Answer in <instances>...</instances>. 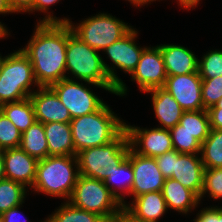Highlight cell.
I'll return each instance as SVG.
<instances>
[{"instance_id":"obj_1","label":"cell","mask_w":222,"mask_h":222,"mask_svg":"<svg viewBox=\"0 0 222 222\" xmlns=\"http://www.w3.org/2000/svg\"><path fill=\"white\" fill-rule=\"evenodd\" d=\"M22 51L29 57L40 87L66 79L67 23H38Z\"/></svg>"},{"instance_id":"obj_2","label":"cell","mask_w":222,"mask_h":222,"mask_svg":"<svg viewBox=\"0 0 222 222\" xmlns=\"http://www.w3.org/2000/svg\"><path fill=\"white\" fill-rule=\"evenodd\" d=\"M75 156L78 152L114 141L124 130L125 120L104 103L97 111L70 121Z\"/></svg>"},{"instance_id":"obj_3","label":"cell","mask_w":222,"mask_h":222,"mask_svg":"<svg viewBox=\"0 0 222 222\" xmlns=\"http://www.w3.org/2000/svg\"><path fill=\"white\" fill-rule=\"evenodd\" d=\"M103 59L99 51L77 37L67 23L66 78L104 86L116 95L117 87L112 83Z\"/></svg>"},{"instance_id":"obj_4","label":"cell","mask_w":222,"mask_h":222,"mask_svg":"<svg viewBox=\"0 0 222 222\" xmlns=\"http://www.w3.org/2000/svg\"><path fill=\"white\" fill-rule=\"evenodd\" d=\"M80 176L76 156H47L38 160L31 193H43L69 201ZM66 199V200H65Z\"/></svg>"},{"instance_id":"obj_5","label":"cell","mask_w":222,"mask_h":222,"mask_svg":"<svg viewBox=\"0 0 222 222\" xmlns=\"http://www.w3.org/2000/svg\"><path fill=\"white\" fill-rule=\"evenodd\" d=\"M31 86L40 87L32 63L22 49L4 56L0 67V106L29 98L35 91Z\"/></svg>"},{"instance_id":"obj_6","label":"cell","mask_w":222,"mask_h":222,"mask_svg":"<svg viewBox=\"0 0 222 222\" xmlns=\"http://www.w3.org/2000/svg\"><path fill=\"white\" fill-rule=\"evenodd\" d=\"M73 206L96 213L105 220L123 214V206L104 181L80 175L69 201Z\"/></svg>"},{"instance_id":"obj_7","label":"cell","mask_w":222,"mask_h":222,"mask_svg":"<svg viewBox=\"0 0 222 222\" xmlns=\"http://www.w3.org/2000/svg\"><path fill=\"white\" fill-rule=\"evenodd\" d=\"M68 24L77 37L99 52L121 39L133 28L115 15L104 12L85 18L77 24L70 20Z\"/></svg>"},{"instance_id":"obj_8","label":"cell","mask_w":222,"mask_h":222,"mask_svg":"<svg viewBox=\"0 0 222 222\" xmlns=\"http://www.w3.org/2000/svg\"><path fill=\"white\" fill-rule=\"evenodd\" d=\"M130 144L124 130L114 141L76 154L80 175L104 181L111 166H118L128 154Z\"/></svg>"},{"instance_id":"obj_9","label":"cell","mask_w":222,"mask_h":222,"mask_svg":"<svg viewBox=\"0 0 222 222\" xmlns=\"http://www.w3.org/2000/svg\"><path fill=\"white\" fill-rule=\"evenodd\" d=\"M136 30L137 29L132 28L121 39L102 50L108 57L107 59H109V61L111 60L110 65L107 64L105 60H103V63L112 83L117 87L116 95L119 97L127 95L128 87L123 80L117 76L116 69H121L130 76L136 69L143 50L147 47L137 45L136 38L139 33L138 30Z\"/></svg>"},{"instance_id":"obj_10","label":"cell","mask_w":222,"mask_h":222,"mask_svg":"<svg viewBox=\"0 0 222 222\" xmlns=\"http://www.w3.org/2000/svg\"><path fill=\"white\" fill-rule=\"evenodd\" d=\"M85 83L66 78L49 86L56 93L61 103L69 110L71 118L81 117L97 111L105 103L95 92L93 93L91 86L108 92L109 90L104 86Z\"/></svg>"},{"instance_id":"obj_11","label":"cell","mask_w":222,"mask_h":222,"mask_svg":"<svg viewBox=\"0 0 222 222\" xmlns=\"http://www.w3.org/2000/svg\"><path fill=\"white\" fill-rule=\"evenodd\" d=\"M130 148L137 154L155 158L165 152L173 150L169 129L143 128L128 125L125 122Z\"/></svg>"},{"instance_id":"obj_12","label":"cell","mask_w":222,"mask_h":222,"mask_svg":"<svg viewBox=\"0 0 222 222\" xmlns=\"http://www.w3.org/2000/svg\"><path fill=\"white\" fill-rule=\"evenodd\" d=\"M167 72L160 47H146L140 57L136 69L130 75L131 81L138 85V90L146 91L164 87Z\"/></svg>"},{"instance_id":"obj_13","label":"cell","mask_w":222,"mask_h":222,"mask_svg":"<svg viewBox=\"0 0 222 222\" xmlns=\"http://www.w3.org/2000/svg\"><path fill=\"white\" fill-rule=\"evenodd\" d=\"M127 158L133 170L131 197L133 198L154 191H162L165 178L158 168L155 158L135 153L131 148Z\"/></svg>"},{"instance_id":"obj_14","label":"cell","mask_w":222,"mask_h":222,"mask_svg":"<svg viewBox=\"0 0 222 222\" xmlns=\"http://www.w3.org/2000/svg\"><path fill=\"white\" fill-rule=\"evenodd\" d=\"M184 111L203 110L202 78L199 72L167 76L163 87Z\"/></svg>"},{"instance_id":"obj_15","label":"cell","mask_w":222,"mask_h":222,"mask_svg":"<svg viewBox=\"0 0 222 222\" xmlns=\"http://www.w3.org/2000/svg\"><path fill=\"white\" fill-rule=\"evenodd\" d=\"M123 208V214L130 221L160 222L168 212L162 191L148 192L131 199Z\"/></svg>"},{"instance_id":"obj_16","label":"cell","mask_w":222,"mask_h":222,"mask_svg":"<svg viewBox=\"0 0 222 222\" xmlns=\"http://www.w3.org/2000/svg\"><path fill=\"white\" fill-rule=\"evenodd\" d=\"M30 96L33 103L36 121L41 123H70L69 110L61 103L50 87L36 88Z\"/></svg>"},{"instance_id":"obj_17","label":"cell","mask_w":222,"mask_h":222,"mask_svg":"<svg viewBox=\"0 0 222 222\" xmlns=\"http://www.w3.org/2000/svg\"><path fill=\"white\" fill-rule=\"evenodd\" d=\"M4 160L5 178L32 188L37 171L38 160L28 155L20 147L6 149L2 152Z\"/></svg>"},{"instance_id":"obj_18","label":"cell","mask_w":222,"mask_h":222,"mask_svg":"<svg viewBox=\"0 0 222 222\" xmlns=\"http://www.w3.org/2000/svg\"><path fill=\"white\" fill-rule=\"evenodd\" d=\"M204 170L200 154H184L175 150L172 178L193 191L199 198L203 188Z\"/></svg>"},{"instance_id":"obj_19","label":"cell","mask_w":222,"mask_h":222,"mask_svg":"<svg viewBox=\"0 0 222 222\" xmlns=\"http://www.w3.org/2000/svg\"><path fill=\"white\" fill-rule=\"evenodd\" d=\"M168 76L198 72L199 57L188 47L177 44H160Z\"/></svg>"},{"instance_id":"obj_20","label":"cell","mask_w":222,"mask_h":222,"mask_svg":"<svg viewBox=\"0 0 222 222\" xmlns=\"http://www.w3.org/2000/svg\"><path fill=\"white\" fill-rule=\"evenodd\" d=\"M146 93L151 94L153 112L161 124L157 127L164 129L175 127L184 112L179 103L163 87L146 91Z\"/></svg>"},{"instance_id":"obj_21","label":"cell","mask_w":222,"mask_h":222,"mask_svg":"<svg viewBox=\"0 0 222 222\" xmlns=\"http://www.w3.org/2000/svg\"><path fill=\"white\" fill-rule=\"evenodd\" d=\"M162 194L167 209L177 211L179 214L192 213L200 205L199 197L173 178L165 179Z\"/></svg>"},{"instance_id":"obj_22","label":"cell","mask_w":222,"mask_h":222,"mask_svg":"<svg viewBox=\"0 0 222 222\" xmlns=\"http://www.w3.org/2000/svg\"><path fill=\"white\" fill-rule=\"evenodd\" d=\"M48 156H75L70 123H44Z\"/></svg>"},{"instance_id":"obj_23","label":"cell","mask_w":222,"mask_h":222,"mask_svg":"<svg viewBox=\"0 0 222 222\" xmlns=\"http://www.w3.org/2000/svg\"><path fill=\"white\" fill-rule=\"evenodd\" d=\"M104 183L124 208L128 202L125 196H131L133 183L130 160L126 157L118 166H111L106 172Z\"/></svg>"},{"instance_id":"obj_24","label":"cell","mask_w":222,"mask_h":222,"mask_svg":"<svg viewBox=\"0 0 222 222\" xmlns=\"http://www.w3.org/2000/svg\"><path fill=\"white\" fill-rule=\"evenodd\" d=\"M169 130H186L202 144L211 130L209 114L205 109L184 111L179 123Z\"/></svg>"},{"instance_id":"obj_25","label":"cell","mask_w":222,"mask_h":222,"mask_svg":"<svg viewBox=\"0 0 222 222\" xmlns=\"http://www.w3.org/2000/svg\"><path fill=\"white\" fill-rule=\"evenodd\" d=\"M0 110L21 134L36 122L34 107L30 98L18 102L5 103L0 106Z\"/></svg>"},{"instance_id":"obj_26","label":"cell","mask_w":222,"mask_h":222,"mask_svg":"<svg viewBox=\"0 0 222 222\" xmlns=\"http://www.w3.org/2000/svg\"><path fill=\"white\" fill-rule=\"evenodd\" d=\"M20 148L37 160L48 156V144L43 123L36 121L22 133Z\"/></svg>"},{"instance_id":"obj_27","label":"cell","mask_w":222,"mask_h":222,"mask_svg":"<svg viewBox=\"0 0 222 222\" xmlns=\"http://www.w3.org/2000/svg\"><path fill=\"white\" fill-rule=\"evenodd\" d=\"M46 222H104L100 215L73 206L68 201H63L54 213L45 218Z\"/></svg>"},{"instance_id":"obj_28","label":"cell","mask_w":222,"mask_h":222,"mask_svg":"<svg viewBox=\"0 0 222 222\" xmlns=\"http://www.w3.org/2000/svg\"><path fill=\"white\" fill-rule=\"evenodd\" d=\"M200 155L205 168H222V130H210L208 137L201 144Z\"/></svg>"},{"instance_id":"obj_29","label":"cell","mask_w":222,"mask_h":222,"mask_svg":"<svg viewBox=\"0 0 222 222\" xmlns=\"http://www.w3.org/2000/svg\"><path fill=\"white\" fill-rule=\"evenodd\" d=\"M28 188L23 184L10 180H0V215L9 209L25 203Z\"/></svg>"},{"instance_id":"obj_30","label":"cell","mask_w":222,"mask_h":222,"mask_svg":"<svg viewBox=\"0 0 222 222\" xmlns=\"http://www.w3.org/2000/svg\"><path fill=\"white\" fill-rule=\"evenodd\" d=\"M198 72L202 79L222 76V49H212L199 58Z\"/></svg>"},{"instance_id":"obj_31","label":"cell","mask_w":222,"mask_h":222,"mask_svg":"<svg viewBox=\"0 0 222 222\" xmlns=\"http://www.w3.org/2000/svg\"><path fill=\"white\" fill-rule=\"evenodd\" d=\"M21 132L0 110V149H12L20 147Z\"/></svg>"},{"instance_id":"obj_32","label":"cell","mask_w":222,"mask_h":222,"mask_svg":"<svg viewBox=\"0 0 222 222\" xmlns=\"http://www.w3.org/2000/svg\"><path fill=\"white\" fill-rule=\"evenodd\" d=\"M205 195L211 196L214 200L222 199V168H205L200 203Z\"/></svg>"},{"instance_id":"obj_33","label":"cell","mask_w":222,"mask_h":222,"mask_svg":"<svg viewBox=\"0 0 222 222\" xmlns=\"http://www.w3.org/2000/svg\"><path fill=\"white\" fill-rule=\"evenodd\" d=\"M173 149L184 154H200L201 143L186 130H169Z\"/></svg>"},{"instance_id":"obj_34","label":"cell","mask_w":222,"mask_h":222,"mask_svg":"<svg viewBox=\"0 0 222 222\" xmlns=\"http://www.w3.org/2000/svg\"><path fill=\"white\" fill-rule=\"evenodd\" d=\"M222 98V76L202 79V102L205 110L215 106Z\"/></svg>"},{"instance_id":"obj_35","label":"cell","mask_w":222,"mask_h":222,"mask_svg":"<svg viewBox=\"0 0 222 222\" xmlns=\"http://www.w3.org/2000/svg\"><path fill=\"white\" fill-rule=\"evenodd\" d=\"M60 0H33V6L26 12V13H34L35 11L40 13H47L45 16L39 18L40 20H37L38 23H68L70 19L64 17V18H58L56 15L54 16V13L49 11L51 6L55 3H59ZM51 5V6H50Z\"/></svg>"},{"instance_id":"obj_36","label":"cell","mask_w":222,"mask_h":222,"mask_svg":"<svg viewBox=\"0 0 222 222\" xmlns=\"http://www.w3.org/2000/svg\"><path fill=\"white\" fill-rule=\"evenodd\" d=\"M155 160L164 178H172L175 166V150L165 152L163 155L155 157Z\"/></svg>"},{"instance_id":"obj_37","label":"cell","mask_w":222,"mask_h":222,"mask_svg":"<svg viewBox=\"0 0 222 222\" xmlns=\"http://www.w3.org/2000/svg\"><path fill=\"white\" fill-rule=\"evenodd\" d=\"M193 220L196 222H218V206L202 208Z\"/></svg>"},{"instance_id":"obj_38","label":"cell","mask_w":222,"mask_h":222,"mask_svg":"<svg viewBox=\"0 0 222 222\" xmlns=\"http://www.w3.org/2000/svg\"><path fill=\"white\" fill-rule=\"evenodd\" d=\"M22 206H23V204L13 207V208L9 209L8 211H6L5 213L1 214L0 215V222H31V221H28V219L27 220L21 219L23 217V216L21 217L22 212L20 211Z\"/></svg>"},{"instance_id":"obj_39","label":"cell","mask_w":222,"mask_h":222,"mask_svg":"<svg viewBox=\"0 0 222 222\" xmlns=\"http://www.w3.org/2000/svg\"><path fill=\"white\" fill-rule=\"evenodd\" d=\"M15 13H24L33 6V0H8Z\"/></svg>"},{"instance_id":"obj_40","label":"cell","mask_w":222,"mask_h":222,"mask_svg":"<svg viewBox=\"0 0 222 222\" xmlns=\"http://www.w3.org/2000/svg\"><path fill=\"white\" fill-rule=\"evenodd\" d=\"M211 129L222 130V109H208Z\"/></svg>"},{"instance_id":"obj_41","label":"cell","mask_w":222,"mask_h":222,"mask_svg":"<svg viewBox=\"0 0 222 222\" xmlns=\"http://www.w3.org/2000/svg\"><path fill=\"white\" fill-rule=\"evenodd\" d=\"M201 0H177L176 2H178L181 7L180 8H184L185 10L189 11L190 9L198 6V4H200Z\"/></svg>"},{"instance_id":"obj_42","label":"cell","mask_w":222,"mask_h":222,"mask_svg":"<svg viewBox=\"0 0 222 222\" xmlns=\"http://www.w3.org/2000/svg\"><path fill=\"white\" fill-rule=\"evenodd\" d=\"M15 13L13 9L10 7L8 0H0V14H11Z\"/></svg>"},{"instance_id":"obj_43","label":"cell","mask_w":222,"mask_h":222,"mask_svg":"<svg viewBox=\"0 0 222 222\" xmlns=\"http://www.w3.org/2000/svg\"><path fill=\"white\" fill-rule=\"evenodd\" d=\"M126 1L130 2L131 4H133V6L139 8L141 6L148 5L151 2H153V1H160V0H126Z\"/></svg>"},{"instance_id":"obj_44","label":"cell","mask_w":222,"mask_h":222,"mask_svg":"<svg viewBox=\"0 0 222 222\" xmlns=\"http://www.w3.org/2000/svg\"><path fill=\"white\" fill-rule=\"evenodd\" d=\"M8 28H6V26L4 25V23L2 24V22H0V39H5L6 37H8V35H10V32H8Z\"/></svg>"},{"instance_id":"obj_45","label":"cell","mask_w":222,"mask_h":222,"mask_svg":"<svg viewBox=\"0 0 222 222\" xmlns=\"http://www.w3.org/2000/svg\"><path fill=\"white\" fill-rule=\"evenodd\" d=\"M104 222H131V221L124 214H122L117 218L105 220Z\"/></svg>"},{"instance_id":"obj_46","label":"cell","mask_w":222,"mask_h":222,"mask_svg":"<svg viewBox=\"0 0 222 222\" xmlns=\"http://www.w3.org/2000/svg\"><path fill=\"white\" fill-rule=\"evenodd\" d=\"M5 179L4 160L2 153L0 154V180Z\"/></svg>"},{"instance_id":"obj_47","label":"cell","mask_w":222,"mask_h":222,"mask_svg":"<svg viewBox=\"0 0 222 222\" xmlns=\"http://www.w3.org/2000/svg\"><path fill=\"white\" fill-rule=\"evenodd\" d=\"M209 109H222V98L215 104V106H212Z\"/></svg>"},{"instance_id":"obj_48","label":"cell","mask_w":222,"mask_h":222,"mask_svg":"<svg viewBox=\"0 0 222 222\" xmlns=\"http://www.w3.org/2000/svg\"><path fill=\"white\" fill-rule=\"evenodd\" d=\"M218 222H222V206H218Z\"/></svg>"},{"instance_id":"obj_49","label":"cell","mask_w":222,"mask_h":222,"mask_svg":"<svg viewBox=\"0 0 222 222\" xmlns=\"http://www.w3.org/2000/svg\"><path fill=\"white\" fill-rule=\"evenodd\" d=\"M3 59H4V56L2 57V55L0 54V67H1Z\"/></svg>"}]
</instances>
